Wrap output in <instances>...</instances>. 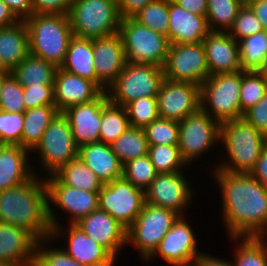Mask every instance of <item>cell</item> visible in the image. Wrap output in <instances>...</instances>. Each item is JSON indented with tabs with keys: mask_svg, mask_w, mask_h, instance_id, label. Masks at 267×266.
I'll return each instance as SVG.
<instances>
[{
	"mask_svg": "<svg viewBox=\"0 0 267 266\" xmlns=\"http://www.w3.org/2000/svg\"><path fill=\"white\" fill-rule=\"evenodd\" d=\"M37 241L24 228L0 222V262L34 266Z\"/></svg>",
	"mask_w": 267,
	"mask_h": 266,
	"instance_id": "obj_24",
	"label": "cell"
},
{
	"mask_svg": "<svg viewBox=\"0 0 267 266\" xmlns=\"http://www.w3.org/2000/svg\"><path fill=\"white\" fill-rule=\"evenodd\" d=\"M129 127L131 126L125 107L108 100L102 107L100 142L110 145Z\"/></svg>",
	"mask_w": 267,
	"mask_h": 266,
	"instance_id": "obj_36",
	"label": "cell"
},
{
	"mask_svg": "<svg viewBox=\"0 0 267 266\" xmlns=\"http://www.w3.org/2000/svg\"><path fill=\"white\" fill-rule=\"evenodd\" d=\"M184 216H180L163 237L154 253L145 261L162 257L169 266L192 264L202 251H198L196 233Z\"/></svg>",
	"mask_w": 267,
	"mask_h": 266,
	"instance_id": "obj_16",
	"label": "cell"
},
{
	"mask_svg": "<svg viewBox=\"0 0 267 266\" xmlns=\"http://www.w3.org/2000/svg\"><path fill=\"white\" fill-rule=\"evenodd\" d=\"M107 101L108 96L104 91L97 99L71 106L62 112L70 123L78 147L100 142L102 107Z\"/></svg>",
	"mask_w": 267,
	"mask_h": 266,
	"instance_id": "obj_20",
	"label": "cell"
},
{
	"mask_svg": "<svg viewBox=\"0 0 267 266\" xmlns=\"http://www.w3.org/2000/svg\"><path fill=\"white\" fill-rule=\"evenodd\" d=\"M176 266H196V265L192 263V264H187V265H176Z\"/></svg>",
	"mask_w": 267,
	"mask_h": 266,
	"instance_id": "obj_62",
	"label": "cell"
},
{
	"mask_svg": "<svg viewBox=\"0 0 267 266\" xmlns=\"http://www.w3.org/2000/svg\"><path fill=\"white\" fill-rule=\"evenodd\" d=\"M220 125L201 108L179 122L178 147L188 166L219 146Z\"/></svg>",
	"mask_w": 267,
	"mask_h": 266,
	"instance_id": "obj_11",
	"label": "cell"
},
{
	"mask_svg": "<svg viewBox=\"0 0 267 266\" xmlns=\"http://www.w3.org/2000/svg\"><path fill=\"white\" fill-rule=\"evenodd\" d=\"M210 32L207 18L188 12L177 3H169L170 44H195L202 42Z\"/></svg>",
	"mask_w": 267,
	"mask_h": 266,
	"instance_id": "obj_25",
	"label": "cell"
},
{
	"mask_svg": "<svg viewBox=\"0 0 267 266\" xmlns=\"http://www.w3.org/2000/svg\"><path fill=\"white\" fill-rule=\"evenodd\" d=\"M52 241V237L37 241L34 266H87L72 259L62 247H53Z\"/></svg>",
	"mask_w": 267,
	"mask_h": 266,
	"instance_id": "obj_43",
	"label": "cell"
},
{
	"mask_svg": "<svg viewBox=\"0 0 267 266\" xmlns=\"http://www.w3.org/2000/svg\"><path fill=\"white\" fill-rule=\"evenodd\" d=\"M249 174L267 189V145L261 151L254 168Z\"/></svg>",
	"mask_w": 267,
	"mask_h": 266,
	"instance_id": "obj_53",
	"label": "cell"
},
{
	"mask_svg": "<svg viewBox=\"0 0 267 266\" xmlns=\"http://www.w3.org/2000/svg\"><path fill=\"white\" fill-rule=\"evenodd\" d=\"M0 222L22 227L37 240L51 237L45 178L34 175L21 185L0 191Z\"/></svg>",
	"mask_w": 267,
	"mask_h": 266,
	"instance_id": "obj_2",
	"label": "cell"
},
{
	"mask_svg": "<svg viewBox=\"0 0 267 266\" xmlns=\"http://www.w3.org/2000/svg\"><path fill=\"white\" fill-rule=\"evenodd\" d=\"M163 69L166 80L188 82L200 87L210 76L202 42L170 44Z\"/></svg>",
	"mask_w": 267,
	"mask_h": 266,
	"instance_id": "obj_14",
	"label": "cell"
},
{
	"mask_svg": "<svg viewBox=\"0 0 267 266\" xmlns=\"http://www.w3.org/2000/svg\"><path fill=\"white\" fill-rule=\"evenodd\" d=\"M23 99L26 110L45 105H55L54 86L23 87Z\"/></svg>",
	"mask_w": 267,
	"mask_h": 266,
	"instance_id": "obj_48",
	"label": "cell"
},
{
	"mask_svg": "<svg viewBox=\"0 0 267 266\" xmlns=\"http://www.w3.org/2000/svg\"><path fill=\"white\" fill-rule=\"evenodd\" d=\"M96 84L103 90L116 80L126 64V57L119 33L93 39Z\"/></svg>",
	"mask_w": 267,
	"mask_h": 266,
	"instance_id": "obj_19",
	"label": "cell"
},
{
	"mask_svg": "<svg viewBox=\"0 0 267 266\" xmlns=\"http://www.w3.org/2000/svg\"><path fill=\"white\" fill-rule=\"evenodd\" d=\"M57 67L31 53L22 60L11 74L22 87L54 86Z\"/></svg>",
	"mask_w": 267,
	"mask_h": 266,
	"instance_id": "obj_30",
	"label": "cell"
},
{
	"mask_svg": "<svg viewBox=\"0 0 267 266\" xmlns=\"http://www.w3.org/2000/svg\"><path fill=\"white\" fill-rule=\"evenodd\" d=\"M154 0H119V14L121 19L133 18L139 11H141L148 3Z\"/></svg>",
	"mask_w": 267,
	"mask_h": 266,
	"instance_id": "obj_51",
	"label": "cell"
},
{
	"mask_svg": "<svg viewBox=\"0 0 267 266\" xmlns=\"http://www.w3.org/2000/svg\"><path fill=\"white\" fill-rule=\"evenodd\" d=\"M79 147L73 139L72 128L63 113H58L45 130L40 143L32 153L38 152L39 166L46 175L78 157Z\"/></svg>",
	"mask_w": 267,
	"mask_h": 266,
	"instance_id": "obj_10",
	"label": "cell"
},
{
	"mask_svg": "<svg viewBox=\"0 0 267 266\" xmlns=\"http://www.w3.org/2000/svg\"><path fill=\"white\" fill-rule=\"evenodd\" d=\"M238 44L242 70L260 71L267 65V31L248 36Z\"/></svg>",
	"mask_w": 267,
	"mask_h": 266,
	"instance_id": "obj_34",
	"label": "cell"
},
{
	"mask_svg": "<svg viewBox=\"0 0 267 266\" xmlns=\"http://www.w3.org/2000/svg\"><path fill=\"white\" fill-rule=\"evenodd\" d=\"M267 31V0H250L246 3Z\"/></svg>",
	"mask_w": 267,
	"mask_h": 266,
	"instance_id": "obj_55",
	"label": "cell"
},
{
	"mask_svg": "<svg viewBox=\"0 0 267 266\" xmlns=\"http://www.w3.org/2000/svg\"><path fill=\"white\" fill-rule=\"evenodd\" d=\"M148 156L157 174L182 172L188 168L178 145H149Z\"/></svg>",
	"mask_w": 267,
	"mask_h": 266,
	"instance_id": "obj_38",
	"label": "cell"
},
{
	"mask_svg": "<svg viewBox=\"0 0 267 266\" xmlns=\"http://www.w3.org/2000/svg\"><path fill=\"white\" fill-rule=\"evenodd\" d=\"M243 118L267 137V93L244 113Z\"/></svg>",
	"mask_w": 267,
	"mask_h": 266,
	"instance_id": "obj_49",
	"label": "cell"
},
{
	"mask_svg": "<svg viewBox=\"0 0 267 266\" xmlns=\"http://www.w3.org/2000/svg\"><path fill=\"white\" fill-rule=\"evenodd\" d=\"M73 0H32L33 14L69 15Z\"/></svg>",
	"mask_w": 267,
	"mask_h": 266,
	"instance_id": "obj_50",
	"label": "cell"
},
{
	"mask_svg": "<svg viewBox=\"0 0 267 266\" xmlns=\"http://www.w3.org/2000/svg\"><path fill=\"white\" fill-rule=\"evenodd\" d=\"M104 91L93 81L58 67L54 78V101L59 113L67 108L91 102Z\"/></svg>",
	"mask_w": 267,
	"mask_h": 266,
	"instance_id": "obj_21",
	"label": "cell"
},
{
	"mask_svg": "<svg viewBox=\"0 0 267 266\" xmlns=\"http://www.w3.org/2000/svg\"><path fill=\"white\" fill-rule=\"evenodd\" d=\"M244 4H246L247 2H249L250 0H241Z\"/></svg>",
	"mask_w": 267,
	"mask_h": 266,
	"instance_id": "obj_64",
	"label": "cell"
},
{
	"mask_svg": "<svg viewBox=\"0 0 267 266\" xmlns=\"http://www.w3.org/2000/svg\"><path fill=\"white\" fill-rule=\"evenodd\" d=\"M67 225L54 226L51 237L53 240L67 237L64 241L68 247L62 249L72 259L87 266H114L116 258L105 247L87 236L76 224Z\"/></svg>",
	"mask_w": 267,
	"mask_h": 266,
	"instance_id": "obj_17",
	"label": "cell"
},
{
	"mask_svg": "<svg viewBox=\"0 0 267 266\" xmlns=\"http://www.w3.org/2000/svg\"><path fill=\"white\" fill-rule=\"evenodd\" d=\"M60 68L96 83L93 39L73 36L69 41L65 60Z\"/></svg>",
	"mask_w": 267,
	"mask_h": 266,
	"instance_id": "obj_29",
	"label": "cell"
},
{
	"mask_svg": "<svg viewBox=\"0 0 267 266\" xmlns=\"http://www.w3.org/2000/svg\"><path fill=\"white\" fill-rule=\"evenodd\" d=\"M98 204L99 209L128 229L143 210L145 191L122 177L102 186Z\"/></svg>",
	"mask_w": 267,
	"mask_h": 266,
	"instance_id": "obj_13",
	"label": "cell"
},
{
	"mask_svg": "<svg viewBox=\"0 0 267 266\" xmlns=\"http://www.w3.org/2000/svg\"><path fill=\"white\" fill-rule=\"evenodd\" d=\"M53 175L62 184L85 191L99 192L104 185L79 157L61 166Z\"/></svg>",
	"mask_w": 267,
	"mask_h": 266,
	"instance_id": "obj_32",
	"label": "cell"
},
{
	"mask_svg": "<svg viewBox=\"0 0 267 266\" xmlns=\"http://www.w3.org/2000/svg\"><path fill=\"white\" fill-rule=\"evenodd\" d=\"M118 33L122 39L126 62L164 67L170 45L165 35L140 24L134 18L121 19Z\"/></svg>",
	"mask_w": 267,
	"mask_h": 266,
	"instance_id": "obj_8",
	"label": "cell"
},
{
	"mask_svg": "<svg viewBox=\"0 0 267 266\" xmlns=\"http://www.w3.org/2000/svg\"><path fill=\"white\" fill-rule=\"evenodd\" d=\"M175 3L183 7L188 12L206 17L207 0H177Z\"/></svg>",
	"mask_w": 267,
	"mask_h": 266,
	"instance_id": "obj_54",
	"label": "cell"
},
{
	"mask_svg": "<svg viewBox=\"0 0 267 266\" xmlns=\"http://www.w3.org/2000/svg\"><path fill=\"white\" fill-rule=\"evenodd\" d=\"M241 0H207V23L210 31H228L243 6Z\"/></svg>",
	"mask_w": 267,
	"mask_h": 266,
	"instance_id": "obj_37",
	"label": "cell"
},
{
	"mask_svg": "<svg viewBox=\"0 0 267 266\" xmlns=\"http://www.w3.org/2000/svg\"><path fill=\"white\" fill-rule=\"evenodd\" d=\"M5 144L2 142L1 138H0V149L4 146Z\"/></svg>",
	"mask_w": 267,
	"mask_h": 266,
	"instance_id": "obj_63",
	"label": "cell"
},
{
	"mask_svg": "<svg viewBox=\"0 0 267 266\" xmlns=\"http://www.w3.org/2000/svg\"><path fill=\"white\" fill-rule=\"evenodd\" d=\"M241 83L242 70L210 75L200 87V108L220 124L243 118Z\"/></svg>",
	"mask_w": 267,
	"mask_h": 266,
	"instance_id": "obj_5",
	"label": "cell"
},
{
	"mask_svg": "<svg viewBox=\"0 0 267 266\" xmlns=\"http://www.w3.org/2000/svg\"><path fill=\"white\" fill-rule=\"evenodd\" d=\"M196 266H233L231 260H223L220 257H214L209 253L202 252L199 257L194 261Z\"/></svg>",
	"mask_w": 267,
	"mask_h": 266,
	"instance_id": "obj_56",
	"label": "cell"
},
{
	"mask_svg": "<svg viewBox=\"0 0 267 266\" xmlns=\"http://www.w3.org/2000/svg\"><path fill=\"white\" fill-rule=\"evenodd\" d=\"M262 31H264L262 23L257 19L252 9L247 4H243L227 33L239 42Z\"/></svg>",
	"mask_w": 267,
	"mask_h": 266,
	"instance_id": "obj_45",
	"label": "cell"
},
{
	"mask_svg": "<svg viewBox=\"0 0 267 266\" xmlns=\"http://www.w3.org/2000/svg\"><path fill=\"white\" fill-rule=\"evenodd\" d=\"M121 164L148 154V142L144 128L129 127L111 144Z\"/></svg>",
	"mask_w": 267,
	"mask_h": 266,
	"instance_id": "obj_35",
	"label": "cell"
},
{
	"mask_svg": "<svg viewBox=\"0 0 267 266\" xmlns=\"http://www.w3.org/2000/svg\"><path fill=\"white\" fill-rule=\"evenodd\" d=\"M48 195V218L51 227L58 226L54 207L68 213V224H76L99 208V192H91L62 184L53 174L45 176ZM54 206V207H52Z\"/></svg>",
	"mask_w": 267,
	"mask_h": 266,
	"instance_id": "obj_12",
	"label": "cell"
},
{
	"mask_svg": "<svg viewBox=\"0 0 267 266\" xmlns=\"http://www.w3.org/2000/svg\"><path fill=\"white\" fill-rule=\"evenodd\" d=\"M133 18L140 24L168 37L169 3L154 0L148 3Z\"/></svg>",
	"mask_w": 267,
	"mask_h": 266,
	"instance_id": "obj_39",
	"label": "cell"
},
{
	"mask_svg": "<svg viewBox=\"0 0 267 266\" xmlns=\"http://www.w3.org/2000/svg\"><path fill=\"white\" fill-rule=\"evenodd\" d=\"M156 98L159 117L180 122L200 109V86L165 79Z\"/></svg>",
	"mask_w": 267,
	"mask_h": 266,
	"instance_id": "obj_18",
	"label": "cell"
},
{
	"mask_svg": "<svg viewBox=\"0 0 267 266\" xmlns=\"http://www.w3.org/2000/svg\"><path fill=\"white\" fill-rule=\"evenodd\" d=\"M0 266H15V265H12L10 263L0 262Z\"/></svg>",
	"mask_w": 267,
	"mask_h": 266,
	"instance_id": "obj_60",
	"label": "cell"
},
{
	"mask_svg": "<svg viewBox=\"0 0 267 266\" xmlns=\"http://www.w3.org/2000/svg\"><path fill=\"white\" fill-rule=\"evenodd\" d=\"M55 105L31 108L24 112L21 146L30 152L40 143L49 123L58 114Z\"/></svg>",
	"mask_w": 267,
	"mask_h": 266,
	"instance_id": "obj_31",
	"label": "cell"
},
{
	"mask_svg": "<svg viewBox=\"0 0 267 266\" xmlns=\"http://www.w3.org/2000/svg\"><path fill=\"white\" fill-rule=\"evenodd\" d=\"M78 157L103 184L122 178L123 165L109 144L97 142L82 145Z\"/></svg>",
	"mask_w": 267,
	"mask_h": 266,
	"instance_id": "obj_27",
	"label": "cell"
},
{
	"mask_svg": "<svg viewBox=\"0 0 267 266\" xmlns=\"http://www.w3.org/2000/svg\"><path fill=\"white\" fill-rule=\"evenodd\" d=\"M210 174L220 188L228 237H267V189L249 173L213 169Z\"/></svg>",
	"mask_w": 267,
	"mask_h": 266,
	"instance_id": "obj_1",
	"label": "cell"
},
{
	"mask_svg": "<svg viewBox=\"0 0 267 266\" xmlns=\"http://www.w3.org/2000/svg\"><path fill=\"white\" fill-rule=\"evenodd\" d=\"M227 158L214 164L212 169L230 173H250L261 151L267 145V137L244 118L221 123L220 139Z\"/></svg>",
	"mask_w": 267,
	"mask_h": 266,
	"instance_id": "obj_3",
	"label": "cell"
},
{
	"mask_svg": "<svg viewBox=\"0 0 267 266\" xmlns=\"http://www.w3.org/2000/svg\"><path fill=\"white\" fill-rule=\"evenodd\" d=\"M164 80L163 67L126 62L121 73L106 90L108 100L125 107L141 97H157Z\"/></svg>",
	"mask_w": 267,
	"mask_h": 266,
	"instance_id": "obj_7",
	"label": "cell"
},
{
	"mask_svg": "<svg viewBox=\"0 0 267 266\" xmlns=\"http://www.w3.org/2000/svg\"><path fill=\"white\" fill-rule=\"evenodd\" d=\"M185 174L183 171L157 174L156 178L145 190V203L185 216L183 214L187 213L185 212L187 211L186 209L191 207L190 204H192L193 196L196 193H193L194 189H192L191 181H188Z\"/></svg>",
	"mask_w": 267,
	"mask_h": 266,
	"instance_id": "obj_15",
	"label": "cell"
},
{
	"mask_svg": "<svg viewBox=\"0 0 267 266\" xmlns=\"http://www.w3.org/2000/svg\"><path fill=\"white\" fill-rule=\"evenodd\" d=\"M156 175L157 172L148 154L123 164L122 177L144 191L150 186Z\"/></svg>",
	"mask_w": 267,
	"mask_h": 266,
	"instance_id": "obj_41",
	"label": "cell"
},
{
	"mask_svg": "<svg viewBox=\"0 0 267 266\" xmlns=\"http://www.w3.org/2000/svg\"><path fill=\"white\" fill-rule=\"evenodd\" d=\"M19 21L10 8L0 0V28L14 25Z\"/></svg>",
	"mask_w": 267,
	"mask_h": 266,
	"instance_id": "obj_57",
	"label": "cell"
},
{
	"mask_svg": "<svg viewBox=\"0 0 267 266\" xmlns=\"http://www.w3.org/2000/svg\"><path fill=\"white\" fill-rule=\"evenodd\" d=\"M159 1H163V2H166V3H174V2H176L177 0H159Z\"/></svg>",
	"mask_w": 267,
	"mask_h": 266,
	"instance_id": "obj_61",
	"label": "cell"
},
{
	"mask_svg": "<svg viewBox=\"0 0 267 266\" xmlns=\"http://www.w3.org/2000/svg\"><path fill=\"white\" fill-rule=\"evenodd\" d=\"M130 126L145 128L159 118L156 97H141L125 106Z\"/></svg>",
	"mask_w": 267,
	"mask_h": 266,
	"instance_id": "obj_42",
	"label": "cell"
},
{
	"mask_svg": "<svg viewBox=\"0 0 267 266\" xmlns=\"http://www.w3.org/2000/svg\"><path fill=\"white\" fill-rule=\"evenodd\" d=\"M68 16L73 36L78 38L113 35L121 23L117 0H73Z\"/></svg>",
	"mask_w": 267,
	"mask_h": 266,
	"instance_id": "obj_6",
	"label": "cell"
},
{
	"mask_svg": "<svg viewBox=\"0 0 267 266\" xmlns=\"http://www.w3.org/2000/svg\"><path fill=\"white\" fill-rule=\"evenodd\" d=\"M261 74L264 76V79H265V83H266V89H267V65L265 67H263L261 70H260Z\"/></svg>",
	"mask_w": 267,
	"mask_h": 266,
	"instance_id": "obj_59",
	"label": "cell"
},
{
	"mask_svg": "<svg viewBox=\"0 0 267 266\" xmlns=\"http://www.w3.org/2000/svg\"><path fill=\"white\" fill-rule=\"evenodd\" d=\"M24 22L29 31V53L61 67L73 37L69 16L32 14Z\"/></svg>",
	"mask_w": 267,
	"mask_h": 266,
	"instance_id": "obj_4",
	"label": "cell"
},
{
	"mask_svg": "<svg viewBox=\"0 0 267 266\" xmlns=\"http://www.w3.org/2000/svg\"><path fill=\"white\" fill-rule=\"evenodd\" d=\"M179 217L174 211L145 203L135 222L127 229V244L146 261Z\"/></svg>",
	"mask_w": 267,
	"mask_h": 266,
	"instance_id": "obj_9",
	"label": "cell"
},
{
	"mask_svg": "<svg viewBox=\"0 0 267 266\" xmlns=\"http://www.w3.org/2000/svg\"><path fill=\"white\" fill-rule=\"evenodd\" d=\"M29 153L20 145H4L0 149V191L21 185L34 175H41L32 167V153Z\"/></svg>",
	"mask_w": 267,
	"mask_h": 266,
	"instance_id": "obj_26",
	"label": "cell"
},
{
	"mask_svg": "<svg viewBox=\"0 0 267 266\" xmlns=\"http://www.w3.org/2000/svg\"><path fill=\"white\" fill-rule=\"evenodd\" d=\"M148 145H178L179 122L158 118L144 128Z\"/></svg>",
	"mask_w": 267,
	"mask_h": 266,
	"instance_id": "obj_44",
	"label": "cell"
},
{
	"mask_svg": "<svg viewBox=\"0 0 267 266\" xmlns=\"http://www.w3.org/2000/svg\"><path fill=\"white\" fill-rule=\"evenodd\" d=\"M24 123V112L0 110V138L5 145H20Z\"/></svg>",
	"mask_w": 267,
	"mask_h": 266,
	"instance_id": "obj_46",
	"label": "cell"
},
{
	"mask_svg": "<svg viewBox=\"0 0 267 266\" xmlns=\"http://www.w3.org/2000/svg\"><path fill=\"white\" fill-rule=\"evenodd\" d=\"M230 240L236 243L233 266H267V237H230Z\"/></svg>",
	"mask_w": 267,
	"mask_h": 266,
	"instance_id": "obj_33",
	"label": "cell"
},
{
	"mask_svg": "<svg viewBox=\"0 0 267 266\" xmlns=\"http://www.w3.org/2000/svg\"><path fill=\"white\" fill-rule=\"evenodd\" d=\"M29 54V31L24 20L0 28L1 68L11 72Z\"/></svg>",
	"mask_w": 267,
	"mask_h": 266,
	"instance_id": "obj_28",
	"label": "cell"
},
{
	"mask_svg": "<svg viewBox=\"0 0 267 266\" xmlns=\"http://www.w3.org/2000/svg\"><path fill=\"white\" fill-rule=\"evenodd\" d=\"M267 93L264 76L260 71L242 70L240 106L244 114Z\"/></svg>",
	"mask_w": 267,
	"mask_h": 266,
	"instance_id": "obj_40",
	"label": "cell"
},
{
	"mask_svg": "<svg viewBox=\"0 0 267 266\" xmlns=\"http://www.w3.org/2000/svg\"><path fill=\"white\" fill-rule=\"evenodd\" d=\"M10 74H11V72L0 68V97H1V91H2L3 82Z\"/></svg>",
	"mask_w": 267,
	"mask_h": 266,
	"instance_id": "obj_58",
	"label": "cell"
},
{
	"mask_svg": "<svg viewBox=\"0 0 267 266\" xmlns=\"http://www.w3.org/2000/svg\"><path fill=\"white\" fill-rule=\"evenodd\" d=\"M0 110L12 113L26 111L23 99V87L12 74L4 80L2 85Z\"/></svg>",
	"mask_w": 267,
	"mask_h": 266,
	"instance_id": "obj_47",
	"label": "cell"
},
{
	"mask_svg": "<svg viewBox=\"0 0 267 266\" xmlns=\"http://www.w3.org/2000/svg\"><path fill=\"white\" fill-rule=\"evenodd\" d=\"M202 44L210 75L242 70L238 41L227 31H210Z\"/></svg>",
	"mask_w": 267,
	"mask_h": 266,
	"instance_id": "obj_23",
	"label": "cell"
},
{
	"mask_svg": "<svg viewBox=\"0 0 267 266\" xmlns=\"http://www.w3.org/2000/svg\"><path fill=\"white\" fill-rule=\"evenodd\" d=\"M76 225L87 236L105 247L116 259L127 245V229L99 208L82 218Z\"/></svg>",
	"mask_w": 267,
	"mask_h": 266,
	"instance_id": "obj_22",
	"label": "cell"
},
{
	"mask_svg": "<svg viewBox=\"0 0 267 266\" xmlns=\"http://www.w3.org/2000/svg\"><path fill=\"white\" fill-rule=\"evenodd\" d=\"M19 20H25L33 14L32 0H2Z\"/></svg>",
	"mask_w": 267,
	"mask_h": 266,
	"instance_id": "obj_52",
	"label": "cell"
}]
</instances>
